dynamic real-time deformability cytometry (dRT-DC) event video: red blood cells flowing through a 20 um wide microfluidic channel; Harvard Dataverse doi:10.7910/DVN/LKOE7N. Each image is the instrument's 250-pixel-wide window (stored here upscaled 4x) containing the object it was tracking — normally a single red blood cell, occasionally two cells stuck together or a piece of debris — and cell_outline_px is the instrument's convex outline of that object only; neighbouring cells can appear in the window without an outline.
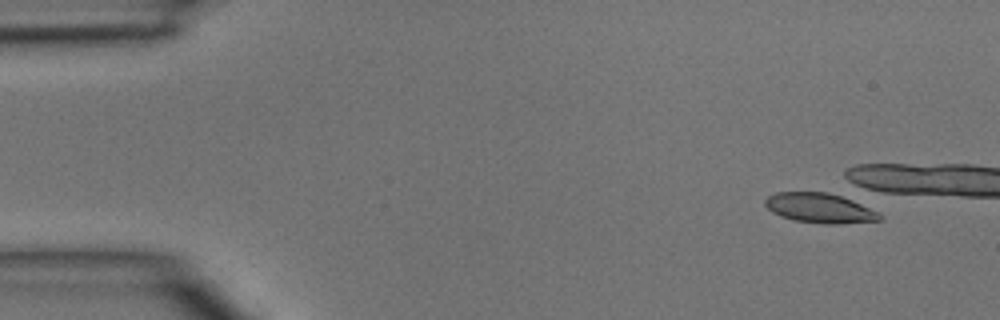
{"species": "common noctule bat (a hibernating species)", "species_latin": "Nyctalus noctula", "temperature_condition": "room temperature", "stored_images_in_passage": 1, "camera_frame_rate_fps": 3000, "um_per_image_px": 0.085, "animal": {"sex": "male", "body_mass_g": 15.6}, "frame": {"image": 1, "passage_image": 1, "time_ms": 0.0, "image_size_px": [1000, 320], "cell_outline_px": [[884, 216], [880, 220], [840, 224], [824, 224], [796, 220], [780, 216], [772, 212], [764, 204], [764, 200], [768, 196], [776, 192], [828, 192], [852, 196]], "centroid_in_image_um": [69.76, 17.66], "position_along_channel_um": 15.2, "area_um2": 20.52}}